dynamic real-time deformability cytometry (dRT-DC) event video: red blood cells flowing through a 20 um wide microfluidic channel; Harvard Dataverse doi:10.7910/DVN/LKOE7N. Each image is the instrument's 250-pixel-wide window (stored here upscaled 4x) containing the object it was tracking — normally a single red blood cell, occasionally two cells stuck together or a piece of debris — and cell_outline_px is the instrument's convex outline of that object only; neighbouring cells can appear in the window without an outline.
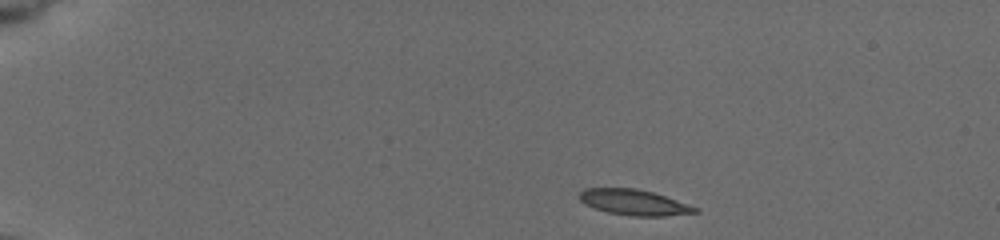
{"species": "common noctule bat (a hibernating species)", "species_latin": "Nyctalus noctula", "temperature_condition": "cold", "stored_images_in_passage": 53, "camera_frame_rate_fps": 3000, "um_per_image_px": 0.085, "animal": {"sex": "female", "body_mass_g": 19.5, "forearm_length_mm": 54.1}, "frame": {"image": 1, "passage_image": 1, "time_ms": 0.0, "image_size_px": [1000, 240], "cell_outline_px": [[700, 212], [664, 216], [632, 216], [608, 212], [584, 204], [576, 196], [584, 188], [636, 188], [652, 192], [700, 208]], "centroid_in_image_um": [53.88, 17.2], "position_along_channel_um": 31.1, "area_um2": 17.28}}
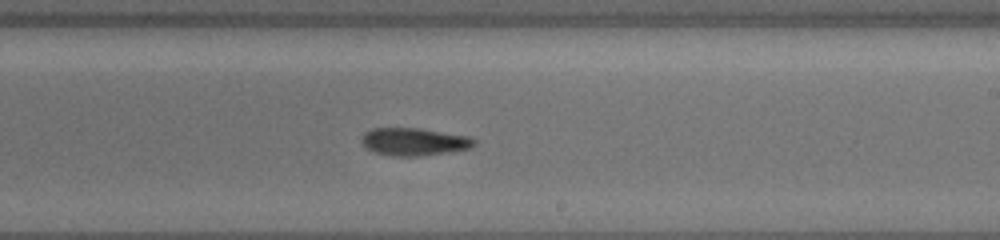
{"frame": {"image": 2, "passage_image": 31, "time_ms": 8.333, "image_size_px": [1000, 240], "cell_outline_px": [[476, 144], [472, 148], [452, 152], [420, 156], [392, 156], [376, 152], [368, 148], [360, 140], [364, 132], [372, 128], [420, 128], [468, 136], [476, 140]], "centroid_in_image_um": [35.24, 12.04], "position_along_channel_um": 253.8, "area_um2": 18.26}}
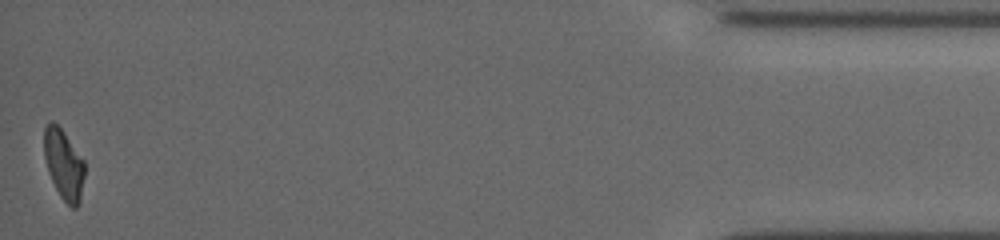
{"frame": {"image": 3, "passage_image": 53, "time_ms": 15.0, "image_size_px": [1000, 240], "cell_outline_px": [[84, 176], [80, 204], [76, 208], [72, 208], [60, 196], [48, 172], [44, 156], [44, 128], [52, 120], [64, 132], [84, 160]], "centroid_in_image_um": [5.43, 13.99], "position_along_channel_um": 429.8, "area_um2": 16.47}, "authors_computed_cell_mechanics": {"area_um2": 18.0336, "velocity_mm_per_s": 3.7512, "shape_relaxation_time_tau1_ms": 5.3287, "shape_relaxation_time_tau2_ms": 9.5673, "deformation_change_tau1": 0.1447, "deformation_change_tau2": 0.177}}